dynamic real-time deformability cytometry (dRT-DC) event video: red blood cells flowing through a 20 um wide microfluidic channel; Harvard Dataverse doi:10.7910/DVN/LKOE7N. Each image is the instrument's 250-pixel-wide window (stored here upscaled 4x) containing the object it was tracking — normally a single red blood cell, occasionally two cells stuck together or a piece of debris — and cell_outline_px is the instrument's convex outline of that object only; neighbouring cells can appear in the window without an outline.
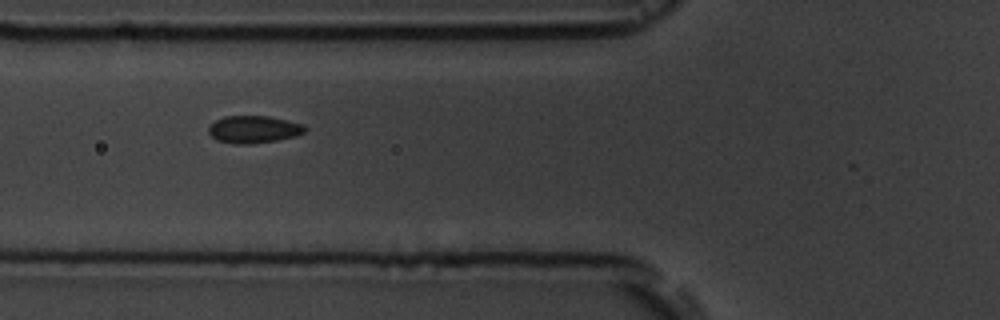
{"species": "common noctule bat (a hibernating species)", "species_latin": "Nyctalus noctula", "temperature_condition": "room temperature", "stored_images_in_passage": 6, "camera_frame_rate_fps": 3000, "um_per_image_px": 0.085, "animal": {"sex": "male", "body_mass_g": 19.5, "forearm_length_mm": 54.6}, "frame": {"image": 1, "passage_image": 6, "time_ms": 6.333, "image_size_px": [1000, 320], "cell_outline_px": [[308, 128], [304, 132], [296, 136], [276, 140], [248, 144], [236, 144], [216, 140], [208, 132], [208, 128], [216, 120], [224, 116], [268, 116], [288, 120], [304, 124]], "centroid_in_image_um": [21.59, 10.99], "position_along_channel_um": 104.2, "area_um2": 15.37}}